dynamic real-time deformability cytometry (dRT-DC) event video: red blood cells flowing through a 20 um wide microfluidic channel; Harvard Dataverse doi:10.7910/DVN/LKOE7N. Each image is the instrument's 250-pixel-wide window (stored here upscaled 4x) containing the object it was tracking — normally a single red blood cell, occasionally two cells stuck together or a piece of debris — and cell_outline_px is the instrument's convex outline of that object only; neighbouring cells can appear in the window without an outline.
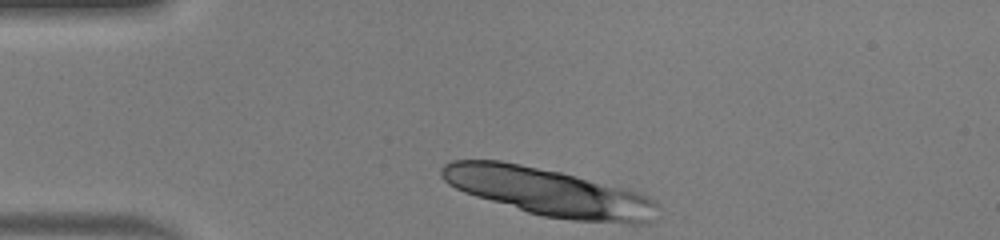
{"species": "human", "species_latin": "Homo sapiens", "temperature_condition": "warm", "stored_images_in_passage": 32, "camera_frame_rate_fps": 3000, "um_per_image_px": 0.085, "donor": {"sex": "male"}, "frame": {"image": 1, "passage_image": 1, "time_ms": 0.0, "image_size_px": [1000, 240], "cell_outline_px": [[660, 216], [648, 224], [632, 224], [572, 220], [544, 216], [528, 212], [476, 196], [464, 192], [448, 184], [440, 176], [440, 168], [444, 164], [452, 160], [500, 160], [560, 172], [640, 192], [648, 196], [656, 204]], "centroid_in_image_um": [46.69, 16.34], "position_along_channel_um": 38.3, "area_um2": 60.0}, "authors_computed_cell_mechanics": {"area_um2": 33.9864, "velocity_mm_per_s": 4.0883, "shape_relaxation_time_tau1_ms": 1.8655, "shape_relaxation_time_tau2_ms": null, "deformation_change_tau1": 0.1202, "deformation_change_tau2": null}}